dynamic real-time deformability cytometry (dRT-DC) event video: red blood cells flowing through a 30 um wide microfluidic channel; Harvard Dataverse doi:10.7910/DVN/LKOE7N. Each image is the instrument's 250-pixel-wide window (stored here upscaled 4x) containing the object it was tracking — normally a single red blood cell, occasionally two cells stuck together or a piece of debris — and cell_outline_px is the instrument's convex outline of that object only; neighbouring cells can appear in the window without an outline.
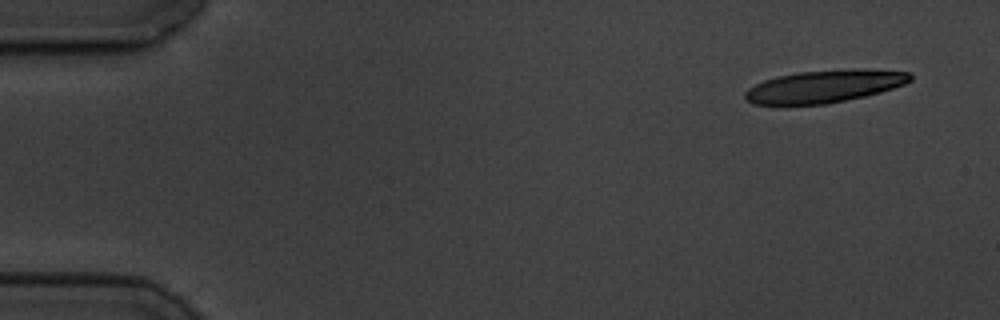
{"species": "common noctule bat (a hibernating species)", "species_latin": "Nyctalus noctula", "temperature_condition": "cold", "stored_images_in_passage": 6, "camera_frame_rate_fps": 3000, "um_per_image_px": 0.085, "animal": {"sex": "male", "body_mass_g": 19.5, "forearm_length_mm": 54.6}, "frame": {"image": 1, "passage_image": 1, "time_ms": 0.0, "image_size_px": [1000, 320], "cell_outline_px": [[912, 80], [904, 84], [880, 92], [864, 96], [824, 104], [752, 104], [744, 96], [744, 92], [748, 88], [764, 80], [776, 76], [796, 72], [856, 68], [864, 68], [908, 72], [912, 76]], "centroid_in_image_um": [70.08, 7.32], "position_along_channel_um": 14.9, "area_um2": 31.21}}